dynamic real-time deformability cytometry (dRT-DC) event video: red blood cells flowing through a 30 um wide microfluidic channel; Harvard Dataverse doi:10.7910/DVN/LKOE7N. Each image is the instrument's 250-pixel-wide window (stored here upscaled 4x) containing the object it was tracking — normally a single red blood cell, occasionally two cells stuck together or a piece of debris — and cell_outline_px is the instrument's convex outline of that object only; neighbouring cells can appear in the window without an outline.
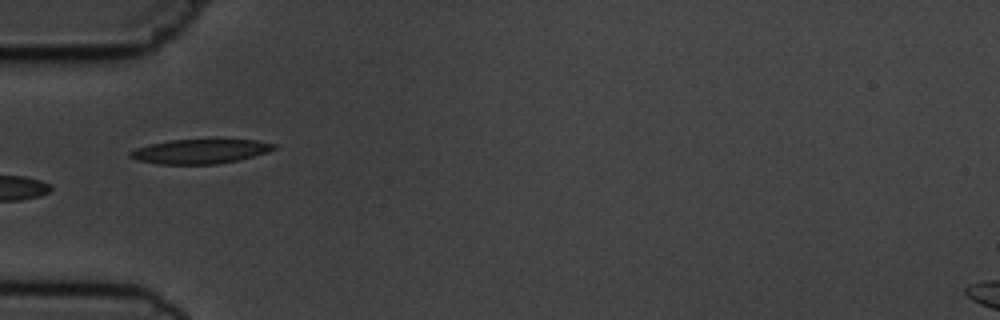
{"species": "common noctule bat (a hibernating species)", "species_latin": "Nyctalus noctula", "temperature_condition": "cold", "stored_images_in_passage": 8, "camera_frame_rate_fps": 3000, "um_per_image_px": 0.085, "animal": {"sex": "male", "body_mass_g": 19.5, "forearm_length_mm": 54.6}, "frame": {"image": 1, "passage_image": 5, "time_ms": 4.667, "image_size_px": [1000, 320], "cell_outline_px": [[276, 148], [268, 152], [240, 160], [216, 164], [160, 164], [136, 160], [128, 156], [128, 152], [136, 148], [148, 144], [168, 140], [256, 140], [276, 144]], "centroid_in_image_um": [16.99, 12.87], "position_along_channel_um": 68.0, "area_um2": 20.52}}
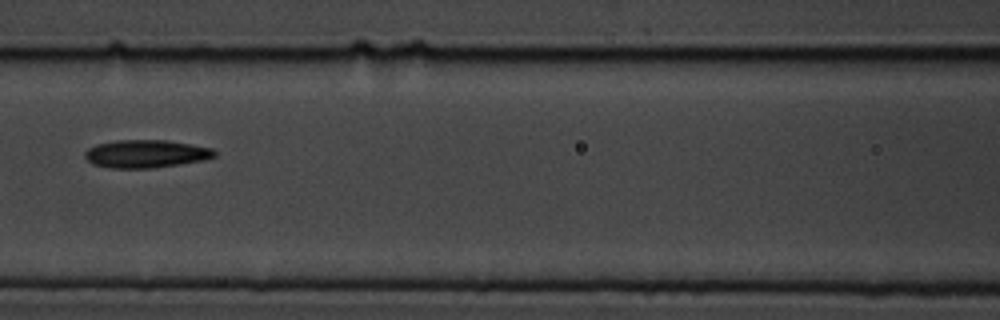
{"frame": {"image": 2, "passage_image": 7, "time_ms": 7.0, "image_size_px": [1000, 320], "cell_outline_px": [[216, 156], [204, 160], [180, 164], [152, 168], [112, 168], [92, 164], [84, 156], [84, 152], [88, 148], [96, 144], [116, 140], [164, 140], [212, 148], [216, 152]], "centroid_in_image_um": [12.38, 13.07], "position_along_channel_um": 154.2, "area_um2": 21.04}}
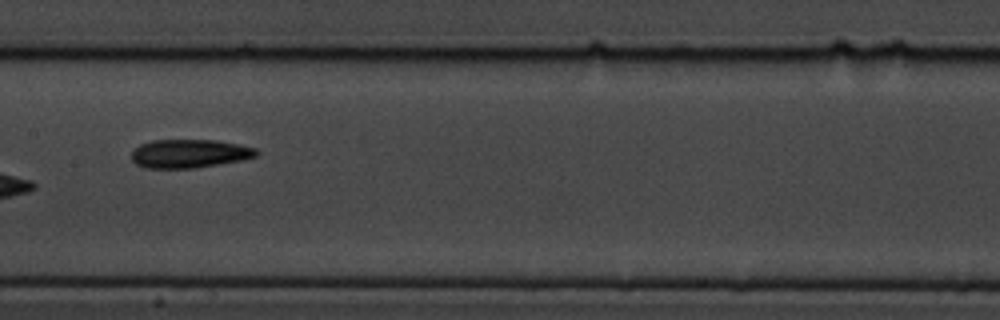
{"frame": {"image": 3, "passage_image": 8, "time_ms": 8.0, "image_size_px": [1000, 320], "cell_outline_px": [[260, 152], [256, 156], [240, 160], [192, 168], [144, 168], [136, 164], [132, 160], [132, 148], [140, 144], [152, 140], [216, 140], [240, 144], [256, 148]], "centroid_in_image_um": [16.07, 13.04], "position_along_channel_um": 191.3, "area_um2": 20.81}}